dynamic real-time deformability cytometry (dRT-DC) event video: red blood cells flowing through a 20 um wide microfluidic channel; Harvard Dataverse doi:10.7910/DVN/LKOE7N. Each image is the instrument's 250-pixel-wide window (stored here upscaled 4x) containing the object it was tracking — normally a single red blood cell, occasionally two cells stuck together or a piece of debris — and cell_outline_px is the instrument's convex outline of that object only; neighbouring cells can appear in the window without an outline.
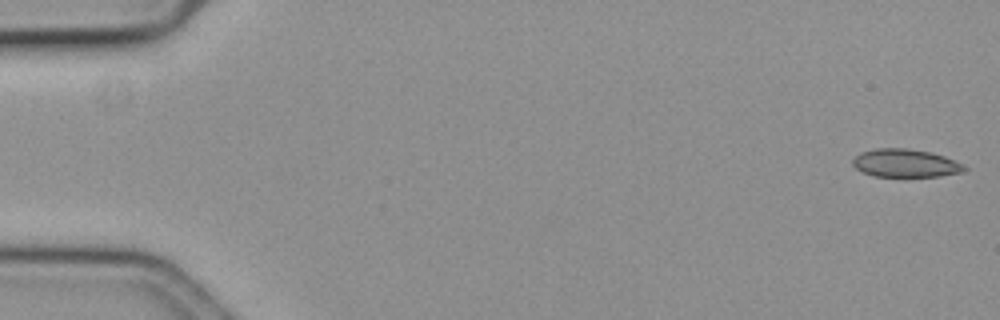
{"species": "common noctule bat (a hibernating species)", "species_latin": "Nyctalus noctula", "temperature_condition": "cold", "stored_images_in_passage": 58, "camera_frame_rate_fps": 3000, "um_per_image_px": 0.085, "animal": {"sex": "female", "body_mass_g": 19.3, "forearm_length_mm": 54.1}, "frame": {"image": 1, "passage_image": 1, "time_ms": 0.0, "image_size_px": [1000, 320], "cell_outline_px": [[968, 168], [964, 172], [936, 176], [872, 176], [856, 168], [852, 164], [852, 160], [860, 152], [876, 148], [908, 148], [928, 152], [944, 156], [964, 164]], "centroid_in_image_um": [76.96, 13.86], "position_along_channel_um": 8.0, "area_um2": 18.21}}
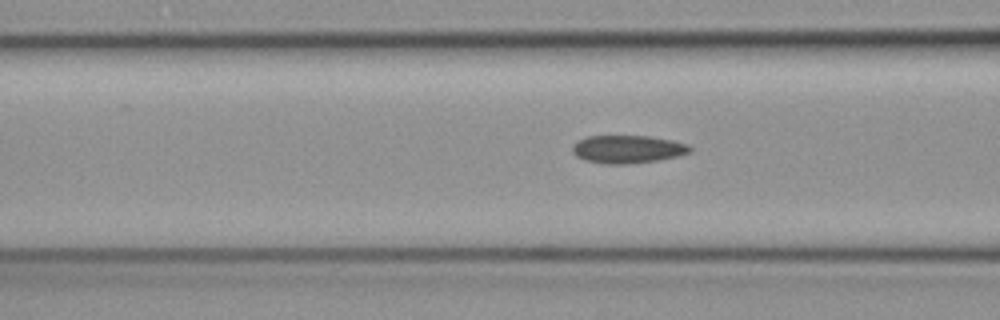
{"frame": {"image": 2, "passage_image": 23, "time_ms": 7.333, "image_size_px": [1000, 320], "cell_outline_px": [[692, 152], [676, 156], [656, 160], [624, 164], [608, 164], [584, 160], [576, 156], [572, 152], [572, 144], [588, 136], [648, 136], [672, 140], [688, 144], [692, 148]], "centroid_in_image_um": [53.34, 12.68], "position_along_channel_um": 113.3, "area_um2": 19.02}}
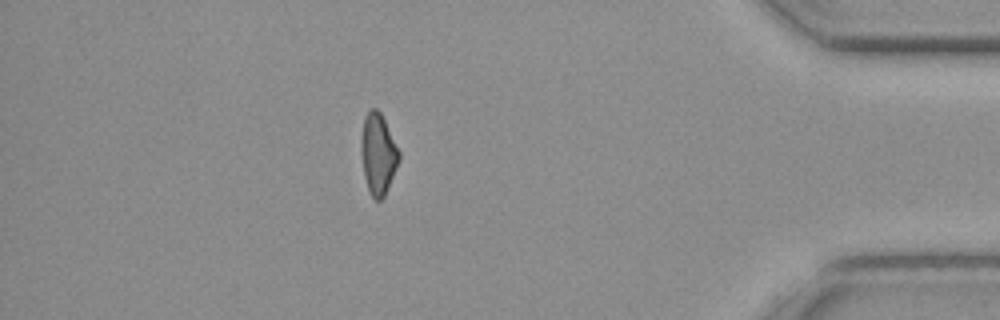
{"frame": {"image": 3, "passage_image": 51, "time_ms": 16.667, "image_size_px": [1000, 320], "cell_outline_px": [[400, 160], [384, 196], [380, 200], [376, 200], [372, 196], [368, 188], [364, 176], [360, 152], [360, 140], [364, 116], [372, 108], [376, 108], [380, 112], [400, 152]], "centroid_in_image_um": [32.12, 13.07], "position_along_channel_um": 403.1, "area_um2": 17.8}, "authors_computed_cell_mechanics": {"area_um2": 18.785, "velocity_mm_per_s": 3.5822, "shape_relaxation_time_tau1_ms": null, "shape_relaxation_time_tau2_ms": 9.482, "deformation_change_tau1": null, "deformation_change_tau2": 0.1579}}